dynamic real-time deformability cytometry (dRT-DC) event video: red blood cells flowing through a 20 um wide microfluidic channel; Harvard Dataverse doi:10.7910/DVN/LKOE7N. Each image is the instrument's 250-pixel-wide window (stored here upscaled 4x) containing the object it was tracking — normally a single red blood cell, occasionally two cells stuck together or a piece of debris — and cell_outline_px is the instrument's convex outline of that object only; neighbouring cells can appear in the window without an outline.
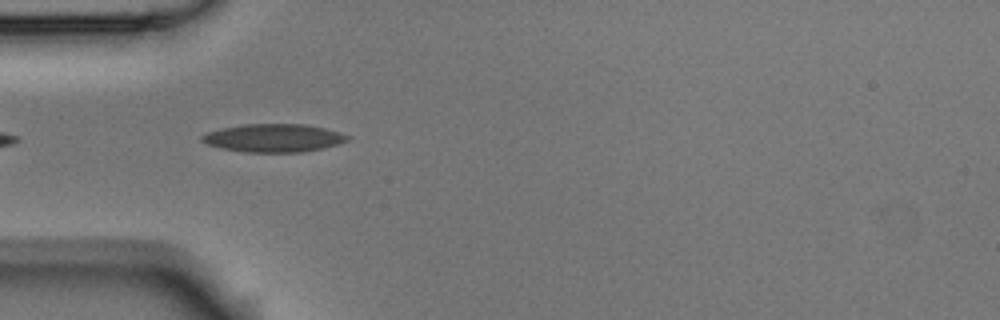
{"species": "Egyptian fruit bat (a non-hibernating species)", "species_latin": "Rousettus aegyptiacus", "temperature_condition": "room temperature", "stored_images_in_passage": 7, "camera_frame_rate_fps": 3000, "um_per_image_px": 0.085, "animal": {"sex": "male"}, "frame": {"image": 1, "passage_image": 3, "time_ms": 0.667, "image_size_px": [1000, 320], "cell_outline_px": [[352, 136], [348, 140], [336, 144], [320, 148], [300, 152], [248, 152], [224, 148], [208, 144], [200, 140], [200, 136], [204, 132], [220, 128], [244, 124], [308, 124], [340, 132]], "centroid_in_image_um": [23.23, 11.71], "position_along_channel_um": 61.8, "area_um2": 23.76}}
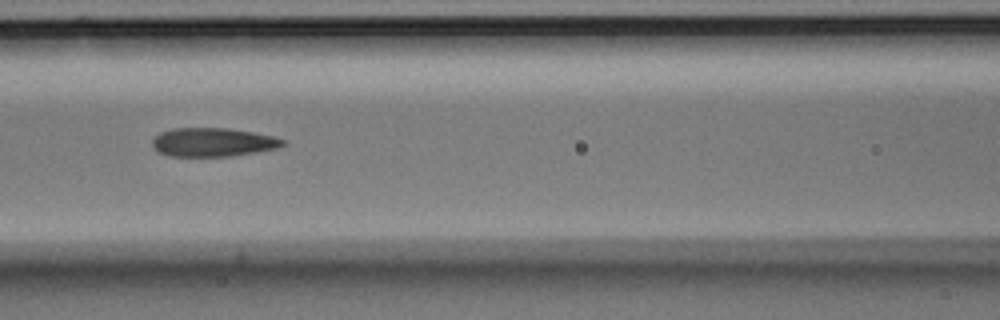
{"frame": {"image": 2, "passage_image": 5, "time_ms": 1.333, "image_size_px": [1000, 320], "cell_outline_px": [[284, 144], [276, 148], [256, 152], [228, 156], [168, 156], [160, 152], [152, 144], [152, 140], [160, 132], [172, 128], [228, 128], [252, 132], [272, 136], [284, 140]], "centroid_in_image_um": [18.07, 12.08], "position_along_channel_um": 148.5, "area_um2": 21.56}}
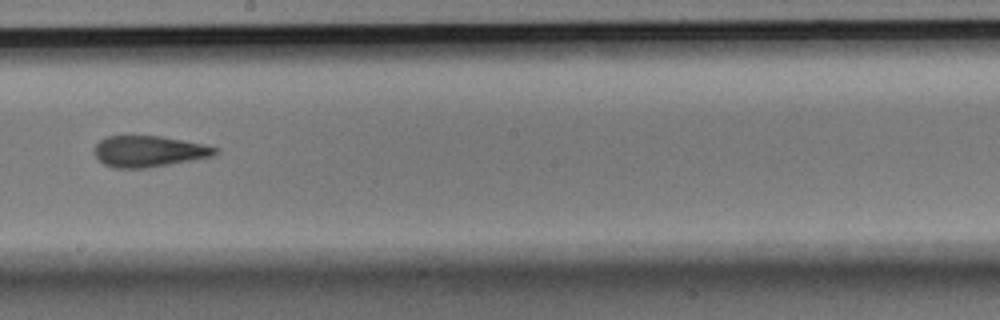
{"frame": {"image": 3, "passage_image": 7, "time_ms": 2.0, "image_size_px": [1000, 320], "cell_outline_px": [[220, 152], [212, 156], [192, 160], [148, 168], [112, 168], [104, 164], [92, 152], [92, 148], [100, 140], [108, 136], [160, 136], [184, 140], [204, 144], [220, 148]], "centroid_in_image_um": [12.65, 12.86], "position_along_channel_um": 235.5, "area_um2": 22.14}}